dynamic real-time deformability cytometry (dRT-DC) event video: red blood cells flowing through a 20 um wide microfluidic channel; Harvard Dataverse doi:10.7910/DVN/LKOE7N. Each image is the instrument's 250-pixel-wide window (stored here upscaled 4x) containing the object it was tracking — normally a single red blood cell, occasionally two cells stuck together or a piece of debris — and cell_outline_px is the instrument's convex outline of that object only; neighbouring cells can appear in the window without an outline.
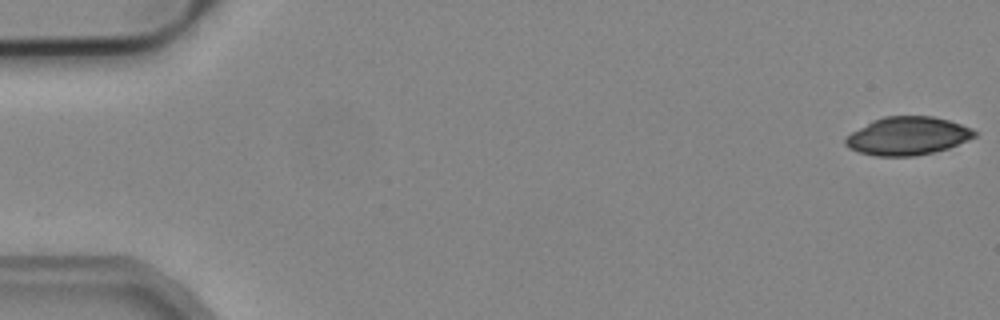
{"species": "common noctule bat (a hibernating species)", "species_latin": "Nyctalus noctula", "temperature_condition": "cold", "stored_images_in_passage": 4, "camera_frame_rate_fps": 3000, "um_per_image_px": 0.085, "animal": {"sex": "male", "body_mass_g": 19.2, "forearm_length_mm": 51.8}, "frame": {"image": 1, "passage_image": 1, "time_ms": 0.0, "image_size_px": [1000, 320], "cell_outline_px": [[976, 136], [968, 140], [948, 148], [932, 152], [912, 156], [876, 156], [860, 152], [848, 148], [844, 144], [844, 140], [852, 132], [872, 120], [884, 116], [932, 116], [948, 120], [972, 128], [976, 132]], "centroid_in_image_um": [77.13, 11.55], "position_along_channel_um": 7.9, "area_um2": 28.55}}